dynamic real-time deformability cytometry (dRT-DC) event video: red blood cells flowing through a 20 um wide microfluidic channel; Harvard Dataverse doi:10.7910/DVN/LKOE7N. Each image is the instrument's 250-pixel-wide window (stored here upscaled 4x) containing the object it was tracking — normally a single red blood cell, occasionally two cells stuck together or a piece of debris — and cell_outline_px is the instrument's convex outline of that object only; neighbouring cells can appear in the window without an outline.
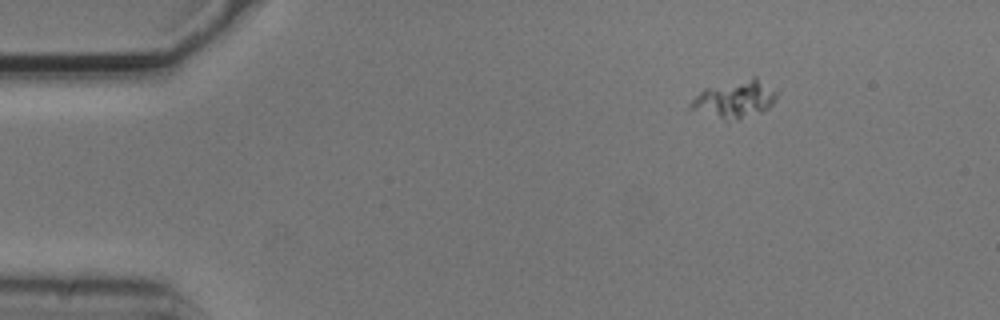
{"species": "common noctule bat (a hibernating species)", "species_latin": "Nyctalus noctula", "temperature_condition": "cold", "stored_images_in_passage": 6, "camera_frame_rate_fps": 3000, "um_per_image_px": 0.085, "animal": {"sex": "male", "body_mass_g": 20.5, "forearm_length_mm": 52.5}, "frame": {"image": 1, "passage_image": 1, "time_ms": 0.0, "image_size_px": [1000, 320], "cell_outline_px": [[780, 92], [776, 100], [764, 112], [736, 120], [724, 120], [688, 108], [688, 104], [704, 88], [752, 76], [756, 76]], "centroid_in_image_um": [62.51, 8.41], "position_along_channel_um": 22.5, "area_um2": 19.19}}
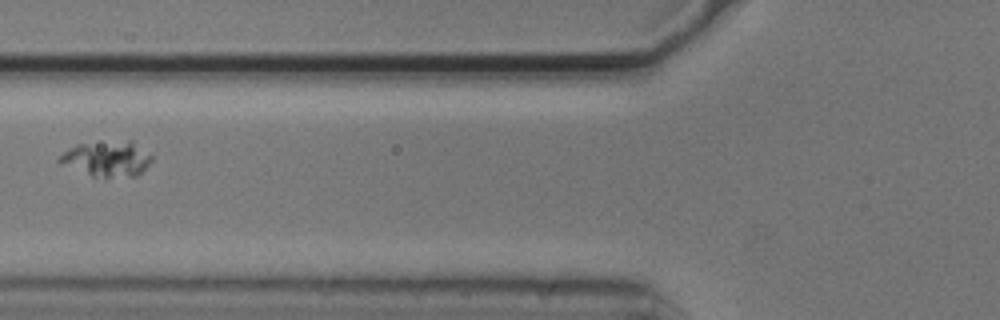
{"frame": {"image": 2, "passage_image": 5, "time_ms": 1.333, "image_size_px": [1000, 320], "cell_outline_px": [[152, 160], [136, 176], [92, 176], [56, 160], [64, 152], [76, 144], [128, 140], [132, 140], [152, 156]], "centroid_in_image_um": [9.12, 13.47], "position_along_channel_um": 116.7, "area_um2": 18.44}}
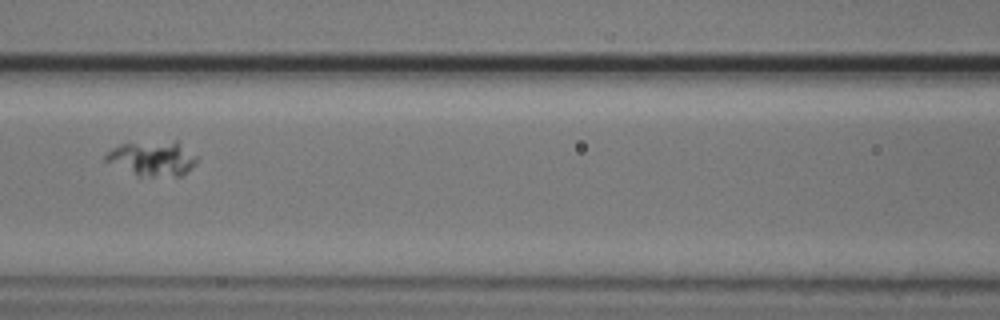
{"frame": {"image": 3, "passage_image": 6, "time_ms": 1.667, "image_size_px": [1000, 320], "cell_outline_px": [[196, 164], [188, 172], [180, 176], [140, 176], [104, 160], [104, 156], [112, 148], [120, 144], [176, 140], [196, 156]], "centroid_in_image_um": [12.99, 13.46], "position_along_channel_um": 153.6, "area_um2": 18.26}}